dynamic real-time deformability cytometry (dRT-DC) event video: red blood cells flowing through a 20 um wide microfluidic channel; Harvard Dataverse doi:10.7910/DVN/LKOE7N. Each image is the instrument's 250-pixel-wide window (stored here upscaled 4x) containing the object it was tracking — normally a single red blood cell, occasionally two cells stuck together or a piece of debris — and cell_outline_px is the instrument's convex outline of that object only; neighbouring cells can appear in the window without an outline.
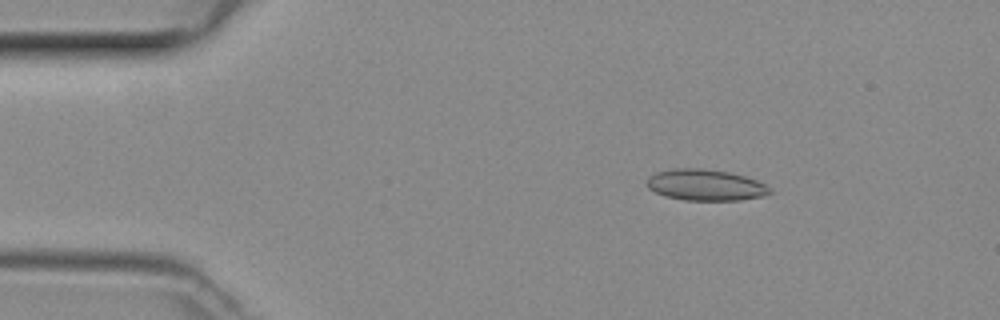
{"species": "common noctule bat (a hibernating species)", "species_latin": "Nyctalus noctula", "temperature_condition": "room temperature", "stored_images_in_passage": 47, "camera_frame_rate_fps": 3000, "um_per_image_px": 0.085, "animal": {"sex": "female", "body_mass_g": 29.2, "forearm_length_mm": 56.3}, "frame": {"image": 1, "passage_image": 6, "time_ms": 1.667, "image_size_px": [1000, 320], "cell_outline_px": [[772, 192], [760, 196], [740, 200], [684, 200], [668, 196], [656, 192], [648, 188], [648, 176], [656, 172], [676, 168], [700, 168], [728, 172], [744, 176], [756, 180], [764, 184]], "centroid_in_image_um": [59.94, 15.72], "position_along_channel_um": 25.1, "area_um2": 21.96}}
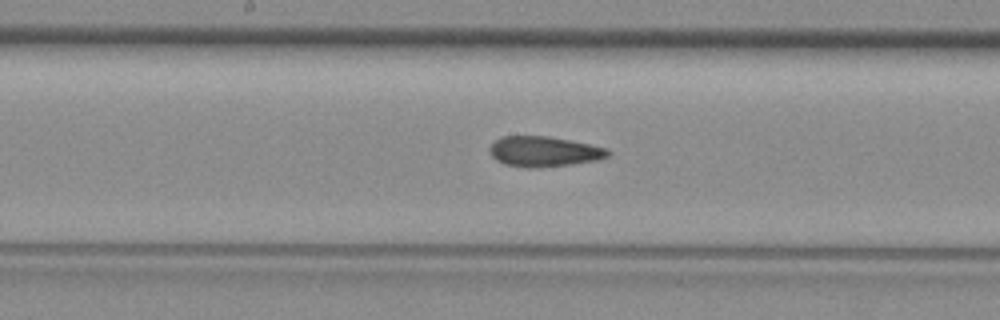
{"frame": {"image": 2, "passage_image": 23, "time_ms": 7.333, "image_size_px": [1000, 320], "cell_outline_px": [[612, 152], [608, 156], [596, 160], [572, 164], [536, 168], [528, 168], [504, 164], [496, 160], [488, 152], [488, 148], [500, 136], [548, 136], [608, 148]], "centroid_in_image_um": [46.21, 12.88], "position_along_channel_um": 202.0, "area_um2": 20.92}}
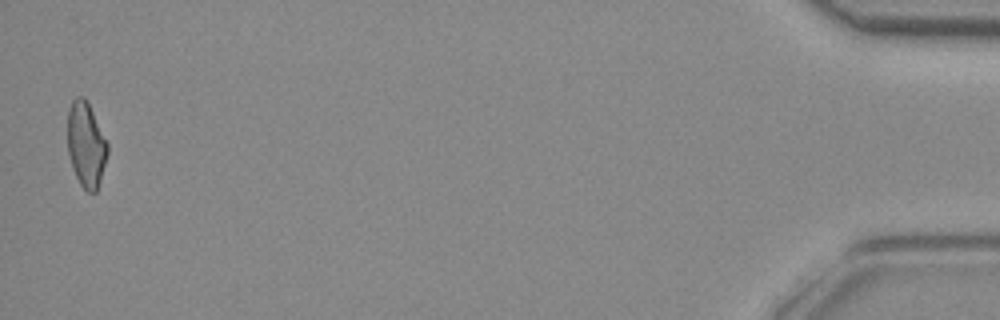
{"frame": {"image": 3, "passage_image": 46, "time_ms": 15.0, "image_size_px": [1000, 320], "cell_outline_px": [[108, 152], [100, 180], [96, 192], [88, 192], [80, 184], [72, 168], [68, 152], [68, 108], [72, 100], [76, 96], [84, 96], [108, 144]], "centroid_in_image_um": [7.3, 12.29], "position_along_channel_um": 427.9, "area_um2": 19.54}}